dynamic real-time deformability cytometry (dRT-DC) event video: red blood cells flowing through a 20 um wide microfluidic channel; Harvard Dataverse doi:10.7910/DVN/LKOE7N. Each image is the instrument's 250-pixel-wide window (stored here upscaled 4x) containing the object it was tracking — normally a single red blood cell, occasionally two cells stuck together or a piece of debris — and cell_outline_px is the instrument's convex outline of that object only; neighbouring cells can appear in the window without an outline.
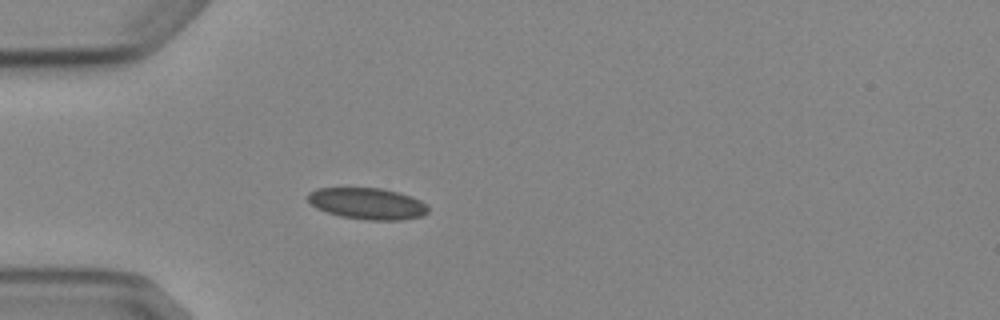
{"species": "Egyptian fruit bat (a non-hibernating species)", "species_latin": "Rousettus aegyptiacus", "temperature_condition": "cold", "stored_images_in_passage": 4, "camera_frame_rate_fps": 3000, "um_per_image_px": 0.085, "animal": {"sex": "female"}, "frame": {"image": 1, "passage_image": 4, "time_ms": 4.333, "image_size_px": [1000, 320], "cell_outline_px": [[428, 212], [424, 216], [404, 220], [368, 220], [340, 216], [316, 208], [308, 200], [308, 192], [316, 188], [380, 188], [396, 192], [420, 200], [428, 208]], "centroid_in_image_um": [31.22, 17.31], "position_along_channel_um": 53.8, "area_um2": 21.91}}